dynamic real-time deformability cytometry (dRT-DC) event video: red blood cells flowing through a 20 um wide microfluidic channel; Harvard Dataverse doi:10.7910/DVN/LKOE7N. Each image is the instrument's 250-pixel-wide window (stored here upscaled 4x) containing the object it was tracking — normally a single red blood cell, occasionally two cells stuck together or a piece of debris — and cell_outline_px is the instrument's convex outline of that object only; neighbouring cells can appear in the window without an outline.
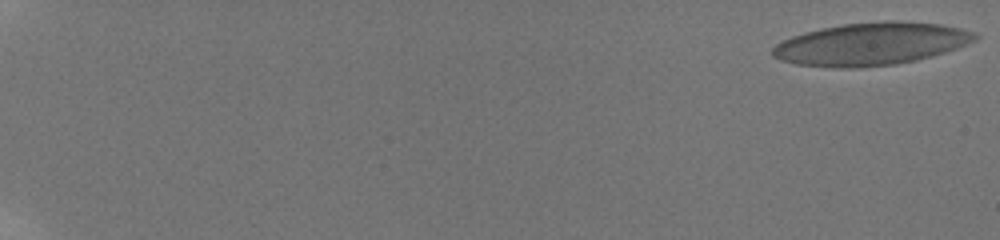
{"species": "human", "species_latin": "Homo sapiens", "temperature_condition": "room temperature", "stored_images_in_passage": 36, "camera_frame_rate_fps": 3000, "um_per_image_px": 0.085, "donor": {"sex": "male"}, "frame": {"image": 1, "passage_image": 1, "time_ms": 0.0, "image_size_px": [1000, 240], "cell_outline_px": [[980, 36], [976, 40], [956, 48], [932, 56], [916, 60], [896, 64], [860, 68], [832, 68], [796, 64], [780, 60], [772, 56], [772, 48], [776, 44], [792, 36], [804, 32], [820, 28], [840, 24], [888, 20], [940, 24], [960, 28], [976, 32]], "centroid_in_image_um": [74.02, 3.74], "position_along_channel_um": 11.0, "area_um2": 50.52}}
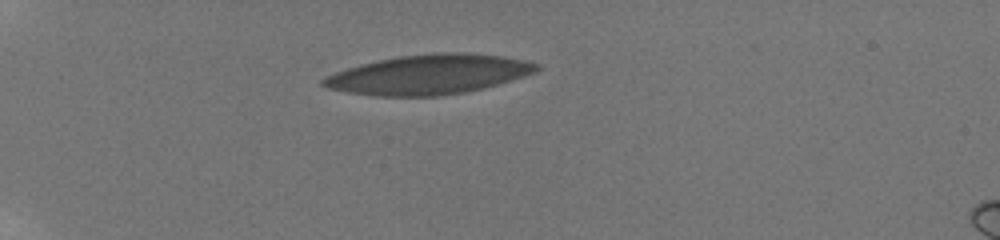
{"frame": {"image": 2, "passage_image": 28, "time_ms": 6.0, "image_size_px": [1000, 240], "cell_outline_px": [[540, 68], [536, 72], [512, 80], [484, 88], [464, 92], [436, 96], [376, 96], [348, 92], [328, 88], [320, 84], [320, 80], [336, 72], [360, 64], [400, 56], [444, 52], [464, 52], [504, 56], [524, 60], [540, 64]], "centroid_in_image_um": [36.49, 6.33], "position_along_channel_um": 48.5, "area_um2": 49.07}}